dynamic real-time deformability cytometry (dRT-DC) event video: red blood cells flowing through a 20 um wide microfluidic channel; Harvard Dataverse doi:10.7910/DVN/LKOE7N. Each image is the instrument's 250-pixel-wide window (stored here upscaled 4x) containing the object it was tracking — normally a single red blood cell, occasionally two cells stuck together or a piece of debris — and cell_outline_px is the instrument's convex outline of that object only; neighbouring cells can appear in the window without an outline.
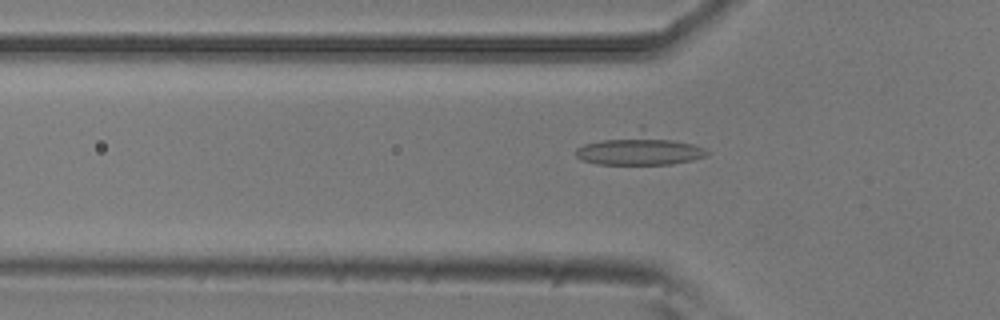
{"species": "common noctule bat (a hibernating species)", "species_latin": "Nyctalus noctula", "temperature_condition": "room temperature", "stored_images_in_passage": 41, "camera_frame_rate_fps": 3000, "um_per_image_px": 0.085, "animal": {"sex": "male", "body_mass_g": 20.5, "forearm_length_mm": 52.5}, "frame": {"image": 1, "passage_image": 5, "time_ms": 1.333, "image_size_px": [1000, 320], "cell_outline_px": [[712, 152], [708, 156], [692, 160], [672, 164], [596, 164], [580, 160], [576, 156], [576, 148], [584, 144], [640, 124], [644, 124], [704, 148]], "centroid_in_image_um": [54.4, 12.6], "position_along_channel_um": 71.4, "area_um2": 25.61}}
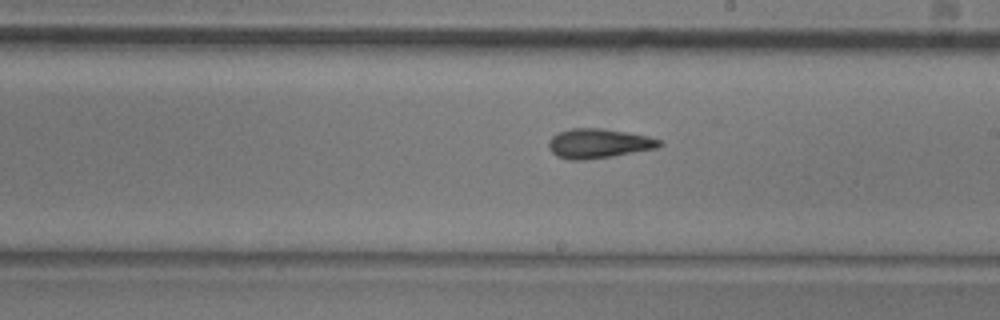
{"frame": {"image": 2, "passage_image": 18, "time_ms": 5.667, "image_size_px": [1000, 320], "cell_outline_px": [[664, 144], [656, 148], [612, 156], [584, 160], [568, 160], [556, 156], [552, 152], [548, 144], [548, 140], [552, 136], [560, 132], [572, 128], [600, 128], [648, 136], [660, 140]], "centroid_in_image_um": [50.85, 12.2], "position_along_channel_um": 238.1, "area_um2": 18.9}}
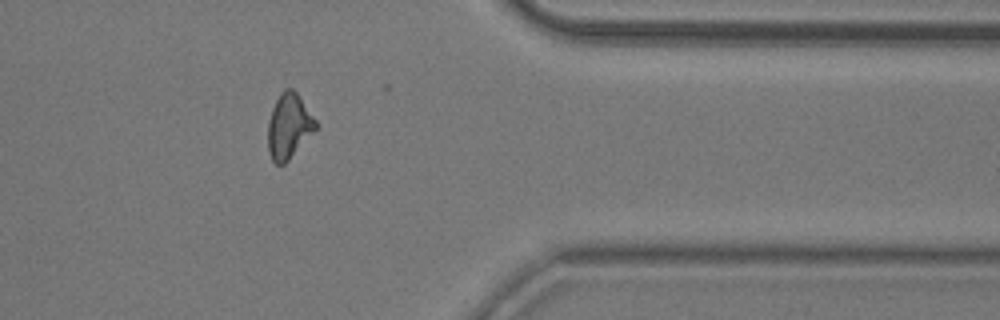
{"frame": {"image": 3, "passage_image": 31, "time_ms": 10.0, "image_size_px": [1000, 320], "cell_outline_px": [[316, 128], [288, 160], [284, 164], [276, 164], [272, 160], [268, 152], [268, 120], [272, 108], [280, 92], [284, 88], [292, 88], [300, 96], [316, 120]], "centroid_in_image_um": [24.53, 10.69], "position_along_channel_um": 386.9, "area_um2": 17.92}}